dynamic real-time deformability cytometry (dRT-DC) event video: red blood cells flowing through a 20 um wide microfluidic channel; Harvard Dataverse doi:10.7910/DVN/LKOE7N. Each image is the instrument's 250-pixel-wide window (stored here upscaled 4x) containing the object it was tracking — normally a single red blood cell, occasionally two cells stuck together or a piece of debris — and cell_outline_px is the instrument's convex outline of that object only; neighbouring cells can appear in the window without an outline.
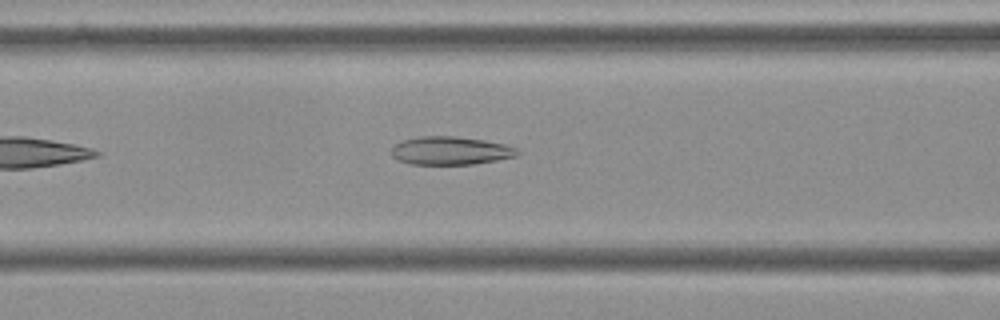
{"species": "Egyptian fruit bat (a non-hibernating species)", "species_latin": "Rousettus aegyptiacus", "temperature_condition": "cold", "stored_images_in_passage": 26, "camera_frame_rate_fps": 3000, "um_per_image_px": 0.085, "frame": {"image": 1, "passage_image": 9, "time_ms": 2.667, "image_size_px": [1000, 320], "cell_outline_px": [[520, 152], [516, 156], [476, 164], [412, 164], [396, 160], [392, 156], [392, 148], [400, 140], [420, 136], [456, 136], [484, 140], [504, 144], [516, 148]], "centroid_in_image_um": [38.27, 12.8], "position_along_channel_um": 128.3, "area_um2": 20.75}}
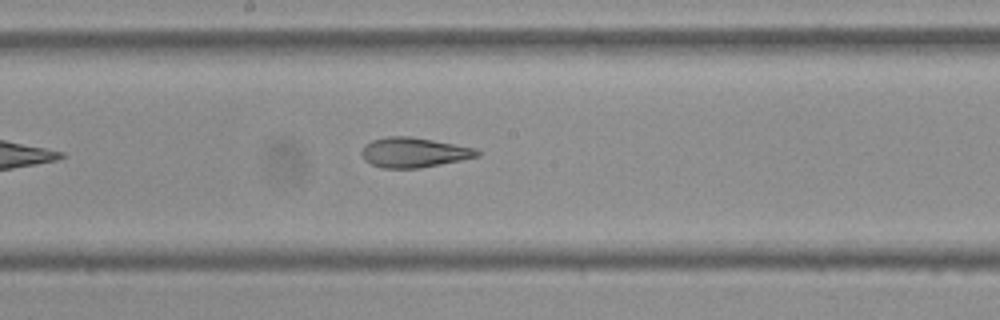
{"frame": {"image": 2, "passage_image": 16, "time_ms": 5.0, "image_size_px": [1000, 320], "cell_outline_px": [[480, 156], [420, 168], [380, 168], [364, 160], [360, 152], [364, 144], [372, 140], [388, 136], [412, 136], [476, 148], [480, 152]], "centroid_in_image_um": [35.15, 12.95], "position_along_channel_um": 213.1, "area_um2": 20.23}}
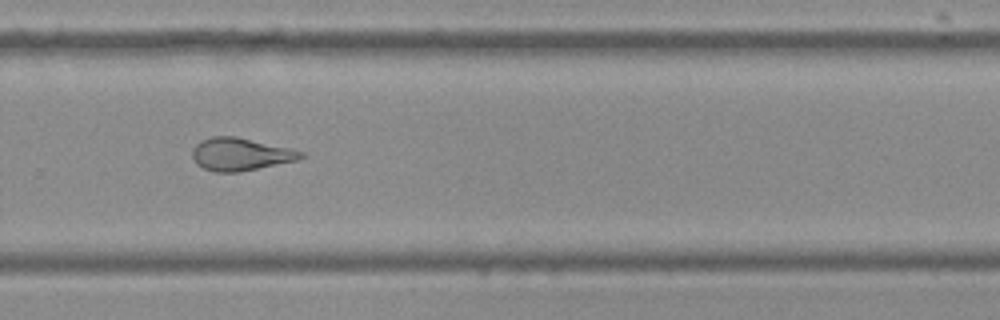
{"frame": {"image": 3, "passage_image": 24, "time_ms": 7.667, "image_size_px": [1000, 320], "cell_outline_px": [[308, 156], [300, 160], [240, 172], [216, 172], [204, 168], [196, 164], [192, 156], [192, 148], [200, 140], [212, 136], [236, 136], [288, 148], [304, 152]], "centroid_in_image_um": [20.45, 13.11], "position_along_channel_um": 309.3, "area_um2": 20.87}}